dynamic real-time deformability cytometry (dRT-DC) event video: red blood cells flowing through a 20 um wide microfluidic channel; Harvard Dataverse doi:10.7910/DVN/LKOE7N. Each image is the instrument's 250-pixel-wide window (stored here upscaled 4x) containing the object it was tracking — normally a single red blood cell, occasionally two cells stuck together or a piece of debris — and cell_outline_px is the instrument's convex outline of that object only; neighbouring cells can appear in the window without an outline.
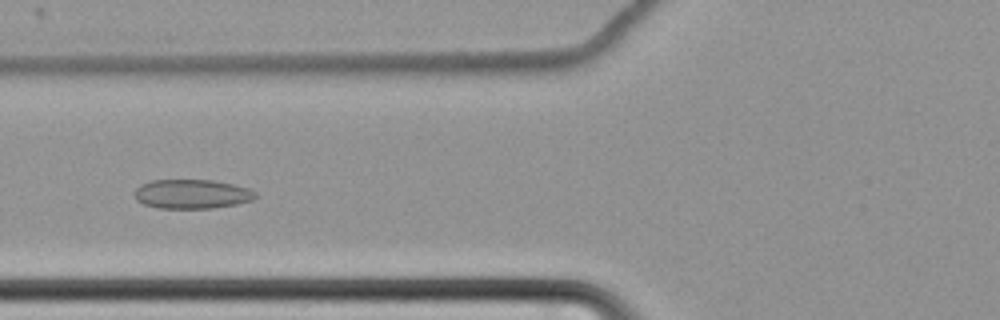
{"species": "common noctule bat (a hibernating species)", "species_latin": "Nyctalus noctula", "temperature_condition": "cold", "stored_images_in_passage": 43, "camera_frame_rate_fps": 3000, "um_per_image_px": 0.085, "animal": {"sex": "female", "body_mass_g": 22.7, "forearm_length_mm": 54.2}, "frame": {"image": 1, "passage_image": 7, "time_ms": 2.0, "image_size_px": [1000, 320], "cell_outline_px": [[256, 196], [252, 200], [236, 204], [212, 208], [160, 208], [144, 204], [136, 200], [136, 188], [140, 184], [152, 180], [212, 180], [236, 184], [248, 188], [256, 192]], "centroid_in_image_um": [16.33, 16.48], "position_along_channel_um": 109.5, "area_um2": 20.58}}
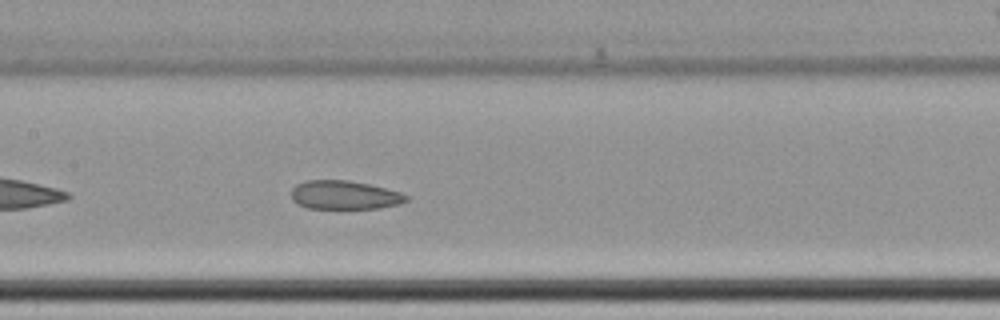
{"frame": {"image": 2, "passage_image": 13, "time_ms": 4.0, "image_size_px": [1000, 320], "cell_outline_px": [[408, 200], [400, 204], [380, 208], [308, 208], [292, 200], [292, 188], [296, 184], [304, 180], [348, 180], [368, 184], [400, 192], [408, 196]], "centroid_in_image_um": [29.28, 16.57], "position_along_channel_um": 178.1, "area_um2": 19.13}}
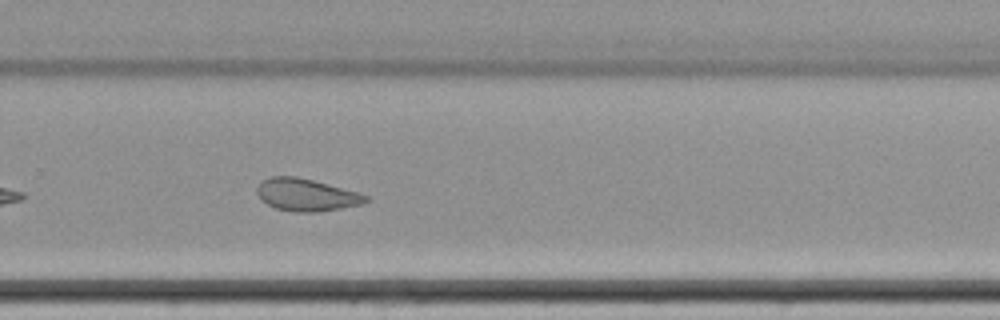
{"frame": {"image": 3, "passage_image": 24, "time_ms": 7.667, "image_size_px": [1000, 320], "cell_outline_px": [[368, 200], [360, 204], [340, 208], [316, 212], [296, 212], [276, 208], [260, 200], [256, 192], [256, 188], [260, 180], [272, 176], [296, 176], [360, 192], [368, 196]], "centroid_in_image_um": [25.99, 16.55], "position_along_channel_um": 303.8, "area_um2": 20.52}, "authors_computed_cell_mechanics": {"area_um2": 20.6924, "velocity_mm_per_s": 3.4327, "shape_relaxation_time_tau1_ms": null, "shape_relaxation_time_tau2_ms": 3.1728, "deformation_change_tau1": null, "deformation_change_tau2": 0.0836}}